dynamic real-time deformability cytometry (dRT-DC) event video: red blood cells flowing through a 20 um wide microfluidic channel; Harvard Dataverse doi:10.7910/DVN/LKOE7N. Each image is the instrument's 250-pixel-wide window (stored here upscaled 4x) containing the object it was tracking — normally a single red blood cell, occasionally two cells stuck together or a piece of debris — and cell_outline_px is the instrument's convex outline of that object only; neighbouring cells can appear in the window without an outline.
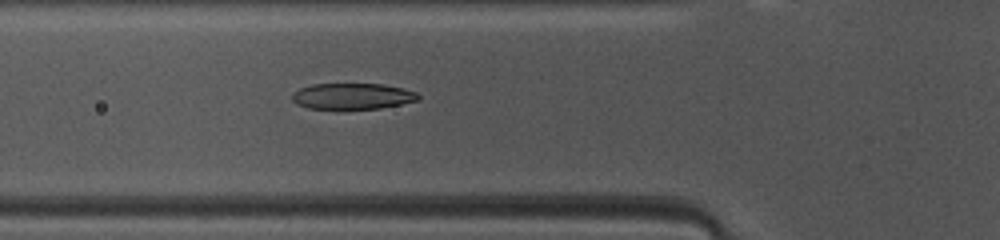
{"species": "common noctule bat (a hibernating species)", "species_latin": "Nyctalus noctula", "temperature_condition": "warm", "stored_images_in_passage": 46, "camera_frame_rate_fps": 3000, "um_per_image_px": 0.085, "animal": {"sex": "female", "body_mass_g": 10.0, "forearm_length_mm": 53.1}, "frame": {"image": 1, "passage_image": 15, "time_ms": 4.667, "image_size_px": [1000, 240], "cell_outline_px": [[420, 100], [380, 108], [308, 108], [296, 104], [292, 100], [292, 92], [300, 88], [312, 84], [384, 84], [404, 88], [416, 92], [420, 96]], "centroid_in_image_um": [29.96, 8.16], "position_along_channel_um": 95.8, "area_um2": 19.07}}
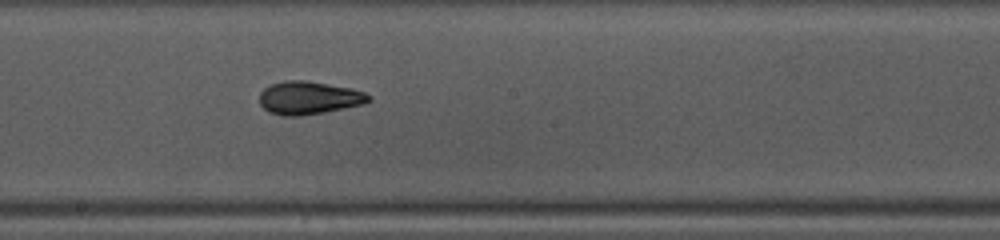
{"frame": {"image": 2, "passage_image": 24, "time_ms": 7.667, "image_size_px": [1000, 240], "cell_outline_px": [[372, 100], [364, 104], [324, 112], [300, 116], [284, 116], [268, 112], [260, 104], [260, 92], [264, 88], [272, 84], [284, 80], [304, 80], [352, 88], [364, 92], [372, 96]], "centroid_in_image_um": [26.26, 8.32], "position_along_channel_um": 221.9, "area_um2": 21.1}}
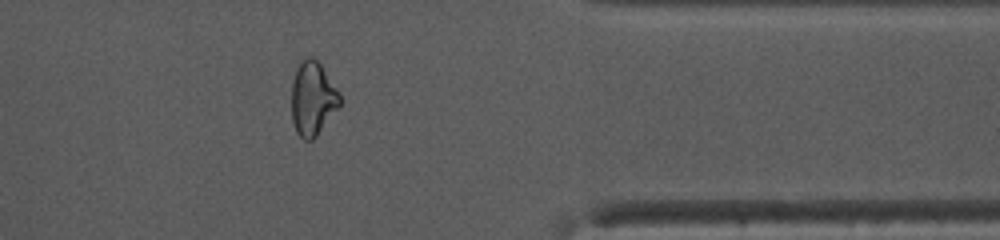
{"frame": {"image": 3, "passage_image": 37, "time_ms": 12.0, "image_size_px": [1000, 240], "cell_outline_px": [[340, 108], [316, 136], [312, 140], [304, 140], [296, 132], [292, 120], [292, 84], [296, 68], [300, 60], [304, 56], [312, 56], [320, 64], [340, 92]], "centroid_in_image_um": [26.59, 8.37], "position_along_channel_um": 384.8, "area_um2": 21.04}, "authors_computed_cell_mechanics": {"area_um2": 20.9814, "velocity_mm_per_s": 4.1783, "shape_relaxation_time_tau1_ms": 3.9654, "shape_relaxation_time_tau2_ms": 2.4488, "deformation_change_tau1": 0.1723, "deformation_change_tau2": 0.0979}}